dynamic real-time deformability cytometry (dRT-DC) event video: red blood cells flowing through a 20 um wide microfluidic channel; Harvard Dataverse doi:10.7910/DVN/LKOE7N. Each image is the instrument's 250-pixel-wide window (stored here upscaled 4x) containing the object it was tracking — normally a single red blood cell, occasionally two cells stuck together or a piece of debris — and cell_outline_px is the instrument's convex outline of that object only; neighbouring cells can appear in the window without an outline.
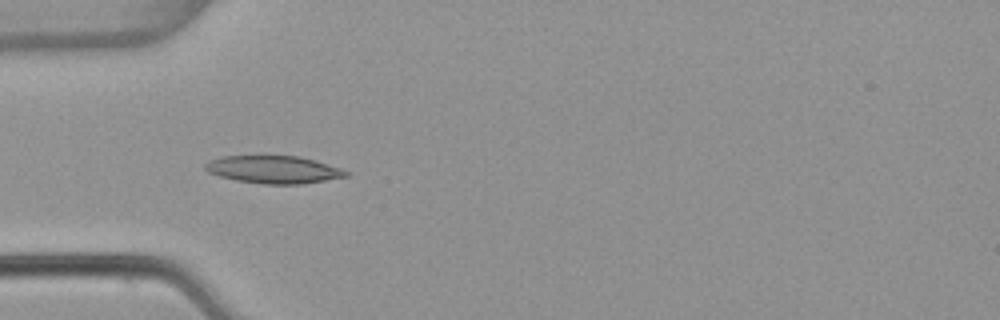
{"species": "common noctule bat (a hibernating species)", "species_latin": "Nyctalus noctula", "temperature_condition": "warm", "stored_images_in_passage": 4, "camera_frame_rate_fps": 3000, "um_per_image_px": 0.085, "animal": {"sex": "female", "body_mass_g": 22.7, "forearm_length_mm": 54.2}, "frame": {"image": 1, "passage_image": 3, "time_ms": 0.667, "image_size_px": [1000, 320], "cell_outline_px": [[348, 176], [300, 184], [264, 184], [236, 180], [220, 176], [208, 172], [204, 168], [204, 164], [208, 160], [224, 156], [300, 156], [316, 160], [340, 168], [348, 172]], "centroid_in_image_um": [23.23, 14.4], "position_along_channel_um": 61.8, "area_um2": 22.54}}
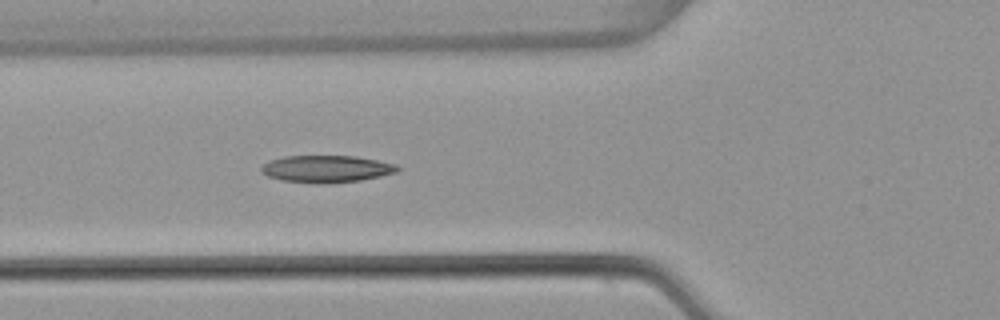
{"frame": {"image": 2, "passage_image": 4, "time_ms": 1.0, "image_size_px": [1000, 320], "cell_outline_px": [[400, 168], [396, 172], [380, 176], [360, 180], [328, 184], [320, 184], [280, 180], [268, 176], [260, 172], [260, 168], [264, 164], [272, 160], [284, 156], [356, 156], [396, 164]], "centroid_in_image_um": [27.73, 14.36], "position_along_channel_um": 98.1, "area_um2": 21.5}}